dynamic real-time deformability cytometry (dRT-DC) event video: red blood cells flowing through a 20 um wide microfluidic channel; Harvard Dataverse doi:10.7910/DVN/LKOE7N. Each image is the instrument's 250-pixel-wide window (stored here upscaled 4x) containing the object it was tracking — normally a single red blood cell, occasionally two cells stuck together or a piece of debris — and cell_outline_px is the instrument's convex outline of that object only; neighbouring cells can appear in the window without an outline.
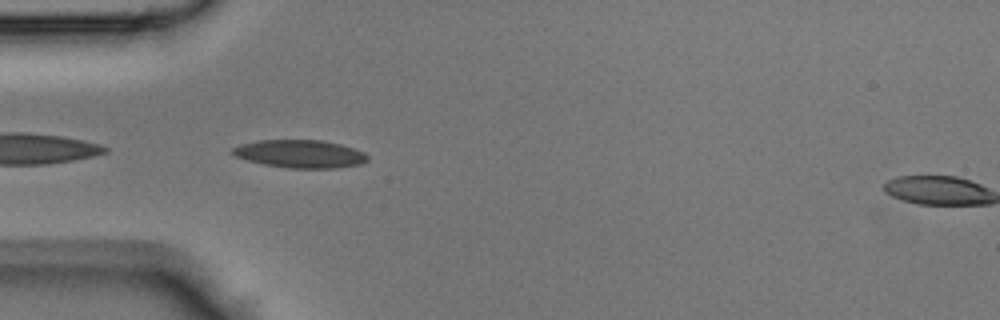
{"species": "Egyptian fruit bat (a non-hibernating species)", "species_latin": "Rousettus aegyptiacus", "temperature_condition": "room temperature", "stored_images_in_passage": 3, "camera_frame_rate_fps": 3000, "um_per_image_px": 0.085, "animal": {"sex": "male"}, "frame": {"image": 1, "passage_image": 2, "time_ms": 0.333, "image_size_px": [1000, 320], "cell_outline_px": [[368, 160], [360, 164], [340, 168], [288, 168], [264, 164], [248, 160], [236, 156], [232, 152], [232, 148], [240, 144], [256, 140], [320, 140], [340, 144], [364, 152], [368, 156]], "centroid_in_image_um": [25.52, 13.08], "position_along_channel_um": 59.5, "area_um2": 21.91}}